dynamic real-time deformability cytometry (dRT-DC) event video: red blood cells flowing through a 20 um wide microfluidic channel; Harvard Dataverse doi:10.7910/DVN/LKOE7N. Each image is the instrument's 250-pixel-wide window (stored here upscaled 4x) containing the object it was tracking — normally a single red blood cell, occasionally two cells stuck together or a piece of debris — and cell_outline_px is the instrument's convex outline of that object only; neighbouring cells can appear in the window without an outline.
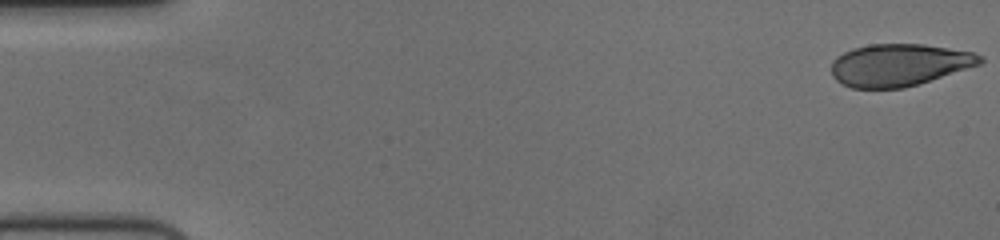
{"species": "human", "species_latin": "Homo sapiens", "temperature_condition": "cold", "stored_images_in_passage": 56, "camera_frame_rate_fps": 3000, "um_per_image_px": 0.085, "donor": {"sex": "female"}, "frame": {"image": 1, "passage_image": 1, "time_ms": 0.0, "image_size_px": [1000, 240], "cell_outline_px": [[984, 60], [980, 64], [920, 84], [904, 88], [852, 88], [840, 84], [832, 76], [832, 60], [836, 56], [852, 48], [868, 44], [924, 44], [972, 52], [984, 56]], "centroid_in_image_um": [76.4, 5.52], "position_along_channel_um": 8.6, "area_um2": 36.82}}
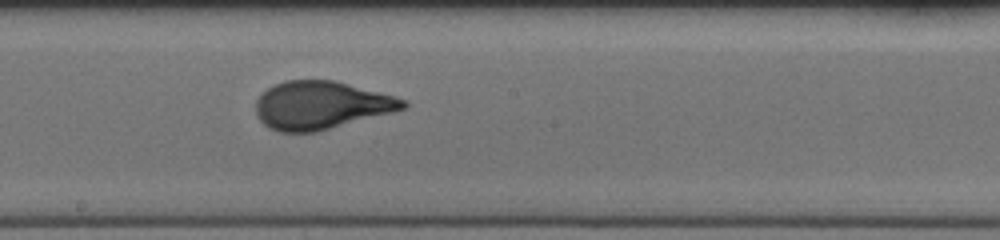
{"frame": {"image": 2, "passage_image": 31, "time_ms": 10.0, "image_size_px": [1000, 240], "cell_outline_px": [[408, 104], [404, 108], [392, 112], [316, 132], [280, 132], [268, 128], [256, 116], [256, 100], [272, 84], [284, 80], [336, 80], [396, 96], [408, 100]], "centroid_in_image_um": [27.28, 8.93], "position_along_channel_um": 220.9, "area_um2": 41.33}}
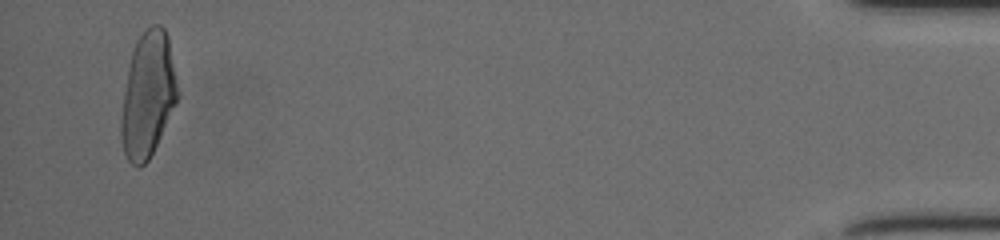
{"frame": {"image": 3, "passage_image": 54, "time_ms": 17.667, "image_size_px": [1000, 240], "cell_outline_px": [[180, 96], [148, 160], [140, 168], [136, 168], [128, 160], [124, 152], [120, 140], [120, 120], [124, 88], [128, 64], [132, 48], [136, 40], [152, 24], [160, 24], [164, 28], [168, 36]], "centroid_in_image_um": [12.55, 8.05], "position_along_channel_um": 422.6, "area_um2": 41.56}, "authors_computed_cell_mechanics": {"area_um2": 39.6508, "velocity_mm_per_s": 3.7327, "shape_relaxation_time_tau1_ms": 3.7274, "shape_relaxation_time_tau2_ms": null, "deformation_change_tau1": 0.1749, "deformation_change_tau2": null}}